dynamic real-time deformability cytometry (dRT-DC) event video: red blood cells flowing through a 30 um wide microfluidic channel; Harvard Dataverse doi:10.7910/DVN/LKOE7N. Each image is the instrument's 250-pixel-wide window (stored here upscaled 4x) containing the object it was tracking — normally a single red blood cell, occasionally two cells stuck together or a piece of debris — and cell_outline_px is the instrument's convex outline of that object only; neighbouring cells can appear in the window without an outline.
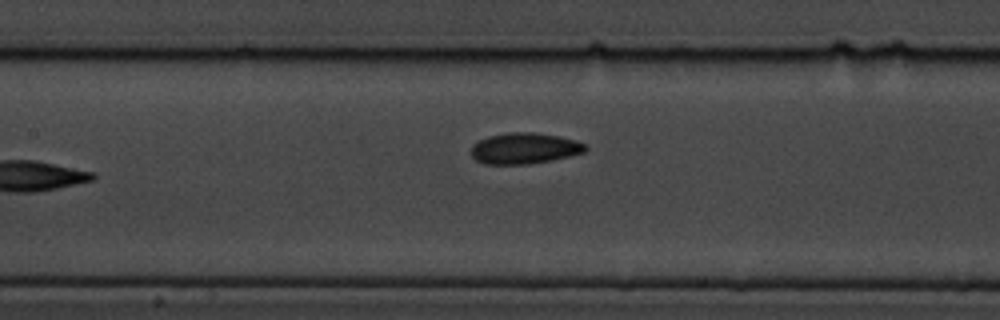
{"species": "common noctule bat (a hibernating species)", "species_latin": "Nyctalus noctula", "temperature_condition": "cold", "stored_images_in_passage": 7, "camera_frame_rate_fps": 3000, "um_per_image_px": 0.085, "animal": {"sex": "male", "body_mass_g": 19.5, "forearm_length_mm": 54.6}, "frame": {"image": 1, "passage_image": 6, "time_ms": 5.667, "image_size_px": [1000, 320], "cell_outline_px": [[588, 148], [584, 152], [552, 160], [528, 164], [484, 164], [476, 160], [472, 156], [472, 144], [488, 136], [508, 132], [532, 132], [560, 136], [576, 140], [584, 144]], "centroid_in_image_um": [44.57, 12.6], "position_along_channel_um": 162.8, "area_um2": 20.63}}
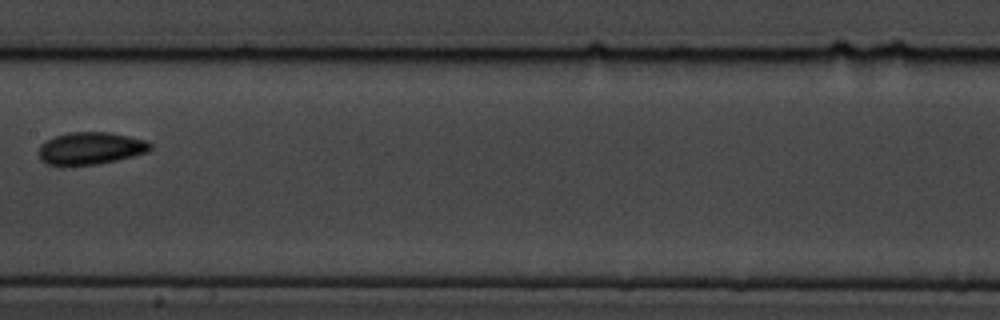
{"frame": {"image": 2, "passage_image": 7, "time_ms": 6.667, "image_size_px": [1000, 320], "cell_outline_px": [[152, 148], [148, 152], [116, 160], [96, 164], [48, 164], [40, 160], [40, 144], [44, 140], [68, 132], [108, 132], [148, 140], [152, 144]], "centroid_in_image_um": [7.73, 12.58], "position_along_channel_um": 199.7, "area_um2": 20.81}}